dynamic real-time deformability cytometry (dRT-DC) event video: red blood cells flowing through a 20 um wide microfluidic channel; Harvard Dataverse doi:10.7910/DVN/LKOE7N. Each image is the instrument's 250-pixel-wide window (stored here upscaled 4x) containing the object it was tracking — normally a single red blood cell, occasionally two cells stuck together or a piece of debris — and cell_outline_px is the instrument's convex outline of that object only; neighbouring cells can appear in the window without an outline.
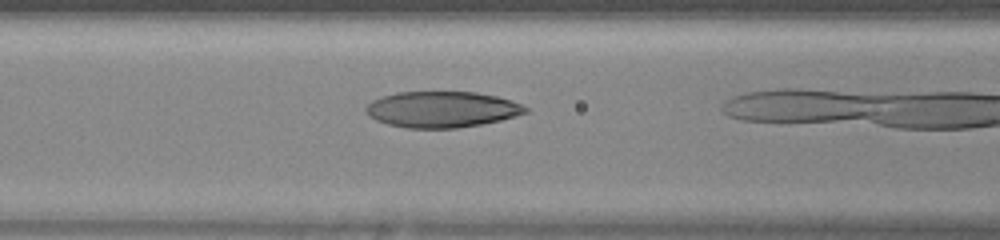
{"species": "human", "species_latin": "Homo sapiens", "temperature_condition": "warm", "stored_images_in_passage": 10, "camera_frame_rate_fps": 3000, "um_per_image_px": 0.085, "donor": {"sex": "female"}, "frame": {"image": 1, "passage_image": 6, "time_ms": 1.667, "image_size_px": [1000, 240], "cell_outline_px": [[528, 112], [516, 116], [500, 120], [480, 124], [456, 128], [408, 128], [388, 124], [376, 120], [368, 116], [364, 108], [372, 100], [380, 96], [396, 92], [476, 92], [496, 96], [512, 100], [528, 108]], "centroid_in_image_um": [37.53, 9.29], "position_along_channel_um": 129.1, "area_um2": 33.58}}
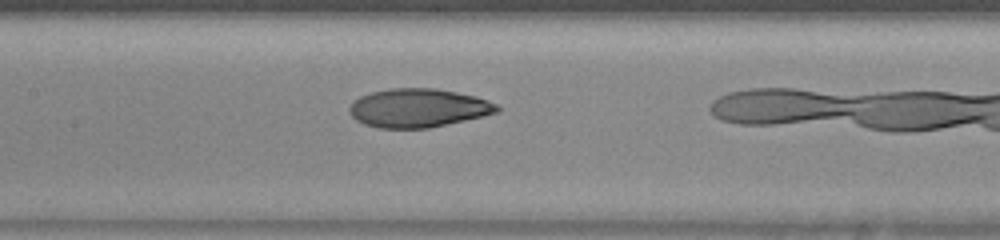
{"frame": {"image": 2, "passage_image": 9, "time_ms": 2.667, "image_size_px": [1000, 240], "cell_outline_px": [[500, 112], [484, 116], [428, 128], [376, 128], [364, 124], [356, 120], [348, 112], [348, 108], [352, 100], [360, 96], [372, 92], [388, 88], [436, 88], [476, 96], [496, 104], [500, 108]], "centroid_in_image_um": [35.52, 9.18], "position_along_channel_um": 171.9, "area_um2": 33.47}}